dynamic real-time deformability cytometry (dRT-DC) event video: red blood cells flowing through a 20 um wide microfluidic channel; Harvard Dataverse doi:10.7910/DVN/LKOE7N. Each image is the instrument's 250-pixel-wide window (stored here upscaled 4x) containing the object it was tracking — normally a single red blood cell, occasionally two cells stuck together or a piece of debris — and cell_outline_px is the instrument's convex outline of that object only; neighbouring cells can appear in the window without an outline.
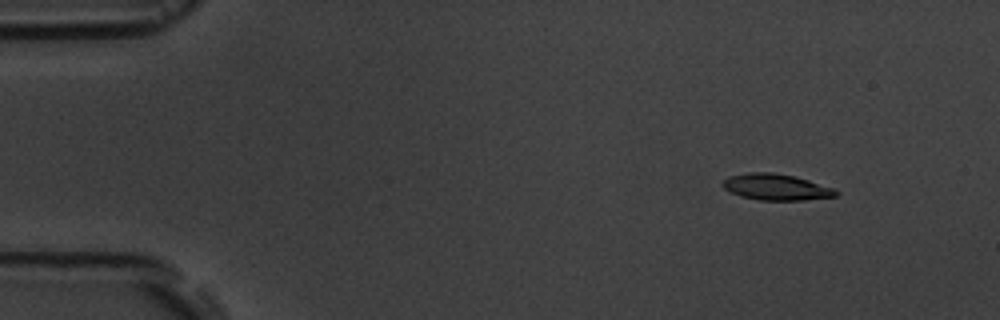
{"species": "common noctule bat (a hibernating species)", "species_latin": "Nyctalus noctula", "temperature_condition": "room temperature", "stored_images_in_passage": 5, "camera_frame_rate_fps": 3000, "um_per_image_px": 0.085, "animal": {"sex": "male", "body_mass_g": 19.5, "forearm_length_mm": 54.6}, "frame": {"image": 1, "passage_image": 2, "time_ms": 1.333, "image_size_px": [1000, 320], "cell_outline_px": [[840, 192], [836, 196], [804, 200], [760, 200], [740, 196], [724, 188], [720, 184], [728, 176], [748, 172], [772, 172], [796, 176], [836, 188]], "centroid_in_image_um": [66.0, 15.89], "position_along_channel_um": 19.0, "area_um2": 17.51}}
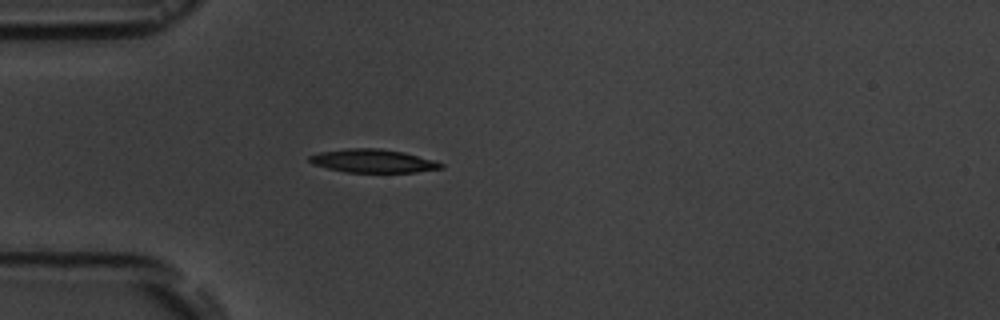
{"frame": {"image": 2, "passage_image": 5, "time_ms": 4.667, "image_size_px": [1000, 320], "cell_outline_px": [[444, 168], [416, 172], [344, 172], [312, 164], [308, 160], [308, 156], [320, 152], [348, 148], [380, 148], [404, 152], [432, 160], [444, 164]], "centroid_in_image_um": [31.68, 13.68], "position_along_channel_um": 53.3, "area_um2": 17.86}}